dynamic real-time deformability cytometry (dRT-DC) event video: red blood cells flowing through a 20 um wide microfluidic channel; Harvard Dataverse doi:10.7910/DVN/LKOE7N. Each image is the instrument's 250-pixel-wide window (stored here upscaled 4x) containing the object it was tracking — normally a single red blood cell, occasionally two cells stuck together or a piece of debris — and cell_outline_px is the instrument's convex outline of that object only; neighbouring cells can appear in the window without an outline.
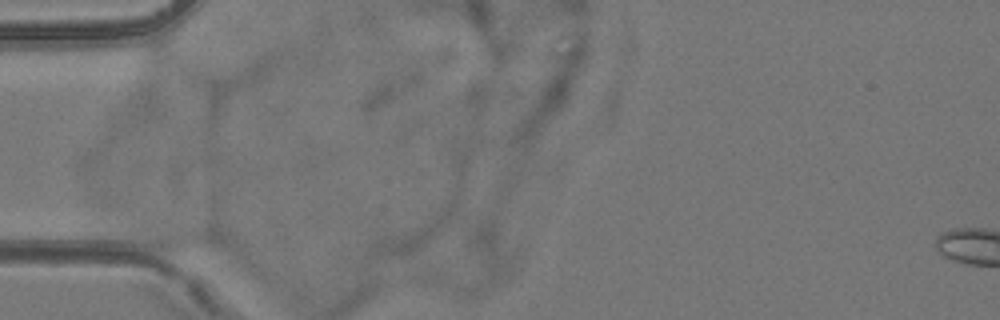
{"species": "common noctule bat (a hibernating species)", "species_latin": "Nyctalus noctula", "temperature_condition": "room temperature", "stored_images_in_passage": 4, "camera_frame_rate_fps": 3000, "um_per_image_px": 0.085, "animal": {"sex": "female", "body_mass_g": 24.6, "forearm_length_mm": 56.2}, "frame": {"image": 1, "passage_image": 2, "time_ms": 0.333, "image_size_px": [1000, 320], "cell_outline_px": [[228, 244], [224, 248], [172, 252], [168, 252], [152, 248], [128, 228], [132, 224], [144, 220], [212, 228], [224, 236]], "centroid_in_image_um": [15.12, 20.11], "position_along_channel_um": 69.9, "area_um2": 15.61}}